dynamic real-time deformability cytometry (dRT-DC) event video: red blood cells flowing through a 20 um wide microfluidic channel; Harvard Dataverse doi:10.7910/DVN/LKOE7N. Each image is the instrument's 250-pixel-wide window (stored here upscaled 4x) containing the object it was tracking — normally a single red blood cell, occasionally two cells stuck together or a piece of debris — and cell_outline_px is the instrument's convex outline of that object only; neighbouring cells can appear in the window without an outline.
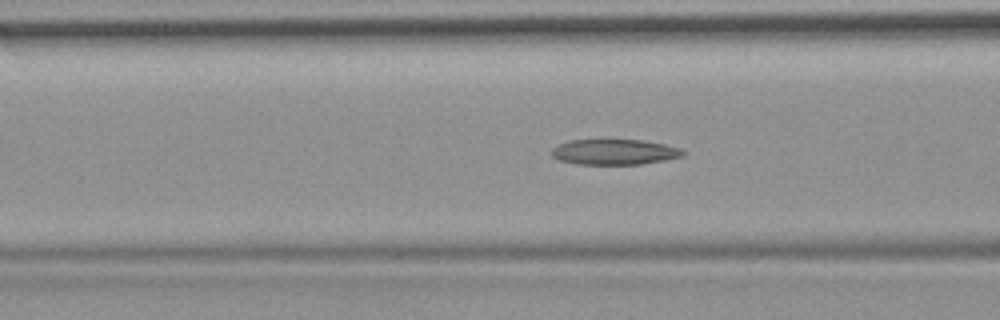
{"species": "common noctule bat (a hibernating species)", "species_latin": "Nyctalus noctula", "temperature_condition": "room temperature", "stored_images_in_passage": 52, "camera_frame_rate_fps": 3000, "um_per_image_px": 0.085, "animal": {"sex": "female", "body_mass_g": 19.9}, "frame": {"image": 1, "passage_image": 19, "time_ms": 6.0, "image_size_px": [1000, 320], "cell_outline_px": [[688, 152], [684, 156], [664, 160], [640, 164], [576, 164], [560, 160], [552, 156], [552, 148], [568, 140], [604, 136], [644, 140], [664, 144], [680, 148]], "centroid_in_image_um": [52.22, 12.85], "position_along_channel_um": 114.4, "area_um2": 20.58}}
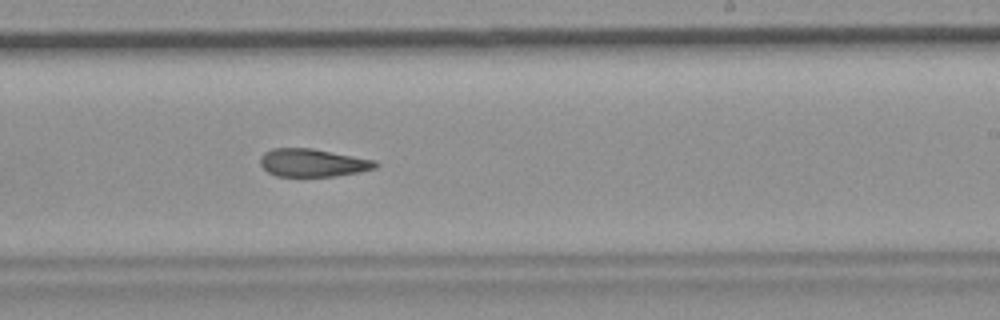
{"frame": {"image": 2, "passage_image": 31, "time_ms": 10.0, "image_size_px": [1000, 320], "cell_outline_px": [[380, 164], [376, 168], [360, 172], [336, 176], [276, 176], [268, 172], [260, 164], [260, 156], [264, 152], [272, 148], [312, 148], [376, 160]], "centroid_in_image_um": [26.6, 13.83], "position_along_channel_um": 262.4, "area_um2": 18.9}}
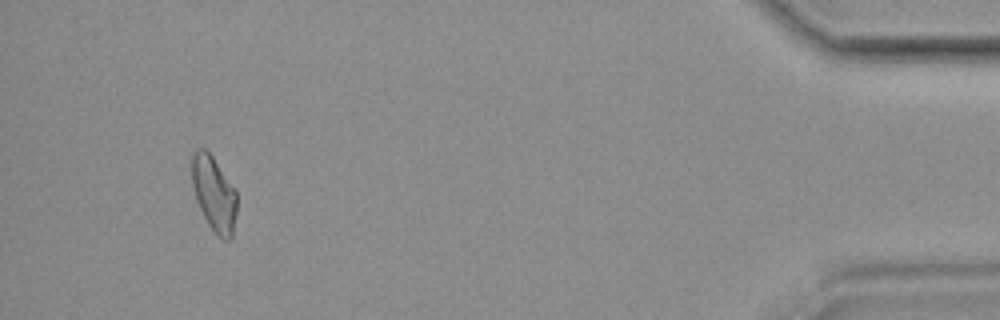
{"frame": {"image": 3, "passage_image": 49, "time_ms": 16.0, "image_size_px": [1000, 320], "cell_outline_px": [[236, 212], [232, 236], [228, 240], [224, 240], [208, 224], [196, 200], [192, 184], [192, 152], [196, 148], [204, 148], [212, 156], [236, 188]], "centroid_in_image_um": [18.18, 16.42], "position_along_channel_um": 417.0, "area_um2": 19.54}, "authors_computed_cell_mechanics": {"area_um2": 20.0855, "velocity_mm_per_s": 3.7145, "shape_relaxation_time_tau1_ms": null, "shape_relaxation_time_tau2_ms": 7.5463, "deformation_change_tau1": null, "deformation_change_tau2": 0.1803}}